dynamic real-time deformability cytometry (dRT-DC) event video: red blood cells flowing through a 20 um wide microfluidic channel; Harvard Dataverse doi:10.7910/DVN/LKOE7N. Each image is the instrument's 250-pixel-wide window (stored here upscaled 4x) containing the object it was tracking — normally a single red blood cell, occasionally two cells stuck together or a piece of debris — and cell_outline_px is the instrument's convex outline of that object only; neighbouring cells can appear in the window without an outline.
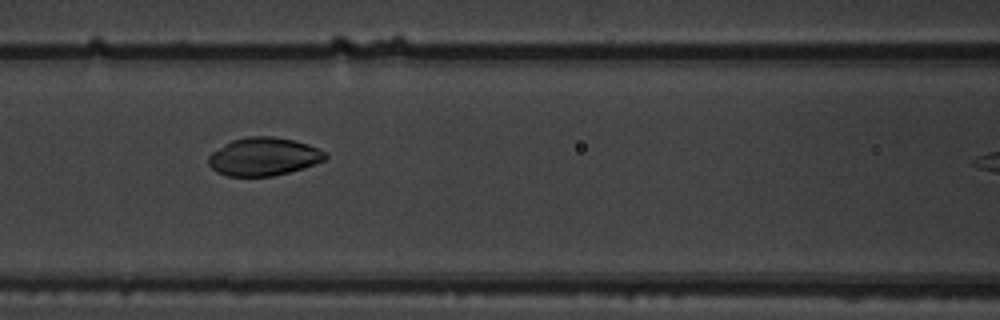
{"species": "common noctule bat (a hibernating species)", "species_latin": "Nyctalus noctula", "temperature_condition": "warm", "stored_images_in_passage": 5, "camera_frame_rate_fps": 3000, "um_per_image_px": 0.085, "animal": {"sex": "male", "body_mass_g": 19.5, "forearm_length_mm": 54.6}, "frame": {"image": 1, "passage_image": 3, "time_ms": 2.333, "image_size_px": [1000, 320], "cell_outline_px": [[328, 156], [324, 160], [304, 168], [272, 176], [228, 176], [216, 172], [208, 164], [208, 156], [212, 152], [232, 140], [248, 136], [272, 136], [292, 140], [308, 144], [324, 152]], "centroid_in_image_um": [22.38, 13.31], "position_along_channel_um": 144.2, "area_um2": 25.78}}
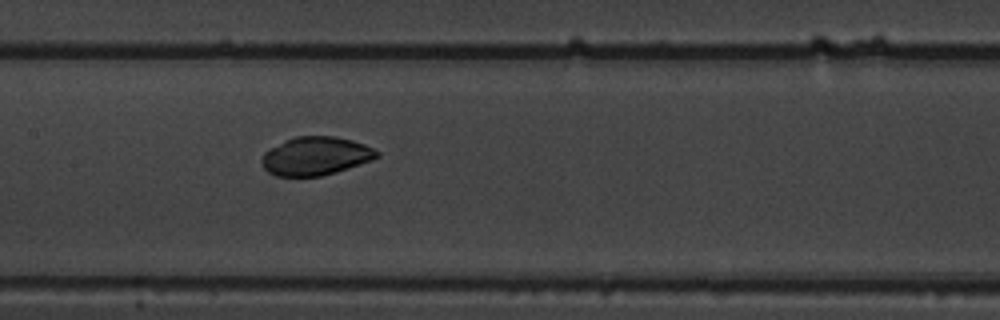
{"frame": {"image": 2, "passage_image": 4, "time_ms": 3.333, "image_size_px": [1000, 320], "cell_outline_px": [[380, 156], [372, 160], [336, 172], [320, 176], [276, 176], [268, 172], [264, 168], [260, 160], [264, 152], [268, 148], [284, 140], [296, 136], [336, 136], [352, 140], [364, 144], [380, 152]], "centroid_in_image_um": [26.81, 13.25], "position_along_channel_um": 180.6, "area_um2": 25.95}}